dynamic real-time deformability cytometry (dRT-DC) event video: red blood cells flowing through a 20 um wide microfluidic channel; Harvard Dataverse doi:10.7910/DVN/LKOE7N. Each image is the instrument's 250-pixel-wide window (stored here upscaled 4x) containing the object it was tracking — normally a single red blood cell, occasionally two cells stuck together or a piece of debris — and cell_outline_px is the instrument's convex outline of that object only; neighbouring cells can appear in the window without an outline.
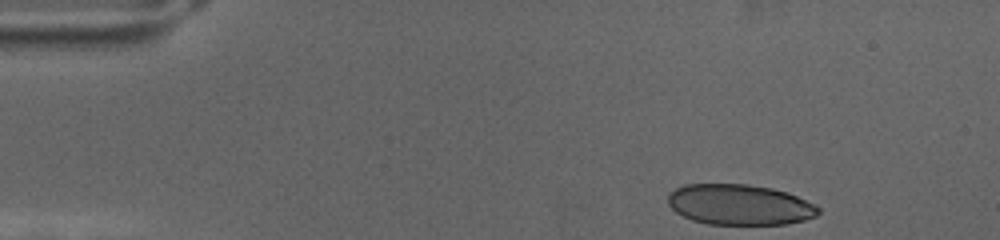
{"species": "human", "species_latin": "Homo sapiens", "temperature_condition": "cold", "stored_images_in_passage": 50, "camera_frame_rate_fps": 3000, "um_per_image_px": 0.085, "donor": {"sex": "female"}, "frame": {"image": 1, "passage_image": 1, "time_ms": 0.0, "image_size_px": [1000, 240], "cell_outline_px": [[820, 212], [816, 216], [804, 220], [788, 224], [708, 224], [692, 220], [676, 212], [668, 204], [668, 192], [684, 184], [748, 184], [772, 188], [788, 192], [816, 204], [820, 208]], "centroid_in_image_um": [62.88, 17.39], "position_along_channel_um": 22.1, "area_um2": 35.84}}
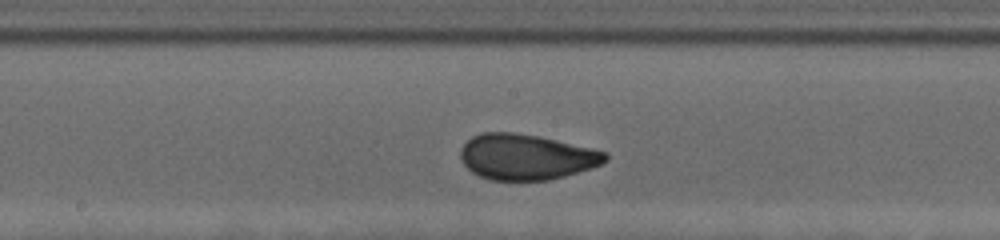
{"frame": {"image": 2, "passage_image": 29, "time_ms": 9.333, "image_size_px": [1000, 240], "cell_outline_px": [[608, 160], [600, 164], [564, 176], [548, 180], [492, 180], [480, 176], [472, 172], [464, 164], [460, 156], [460, 148], [472, 136], [480, 132], [512, 132], [540, 136], [592, 148], [608, 152]], "centroid_in_image_um": [44.71, 13.32], "position_along_channel_um": 203.5, "area_um2": 38.44}}
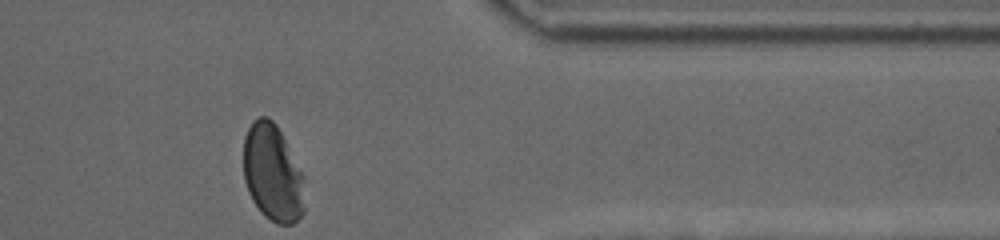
{"frame": {"image": 3, "passage_image": 50, "time_ms": 16.333, "image_size_px": [1000, 240], "cell_outline_px": [[304, 212], [292, 224], [276, 224], [264, 216], [252, 200], [248, 192], [244, 180], [244, 136], [252, 120], [260, 116], [268, 116], [276, 124], [304, 176]], "centroid_in_image_um": [23.17, 14.71], "position_along_channel_um": 388.2, "area_um2": 34.74}}